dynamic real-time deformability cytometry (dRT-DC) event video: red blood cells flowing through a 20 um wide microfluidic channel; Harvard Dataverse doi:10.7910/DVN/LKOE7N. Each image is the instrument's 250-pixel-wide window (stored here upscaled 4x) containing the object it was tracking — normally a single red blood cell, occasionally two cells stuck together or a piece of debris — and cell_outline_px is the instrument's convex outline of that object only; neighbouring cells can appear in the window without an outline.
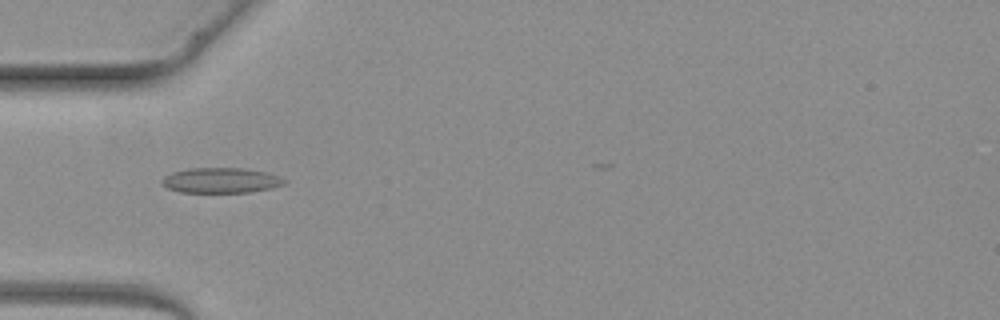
{"species": "common noctule bat (a hibernating species)", "species_latin": "Nyctalus noctula", "temperature_condition": "warm", "stored_images_in_passage": 3, "camera_frame_rate_fps": 3000, "um_per_image_px": 0.085, "animal": {"sex": "female", "body_mass_g": 19.3, "forearm_length_mm": 54.1}, "frame": {"image": 1, "passage_image": 3, "time_ms": 2.333, "image_size_px": [1000, 320], "cell_outline_px": [[288, 180], [284, 184], [272, 188], [248, 192], [180, 192], [168, 188], [160, 180], [164, 176], [172, 172], [192, 168], [244, 168], [268, 172], [280, 176]], "centroid_in_image_um": [18.82, 15.32], "position_along_channel_um": 66.2, "area_um2": 18.03}}